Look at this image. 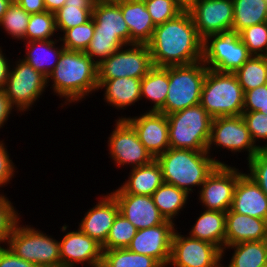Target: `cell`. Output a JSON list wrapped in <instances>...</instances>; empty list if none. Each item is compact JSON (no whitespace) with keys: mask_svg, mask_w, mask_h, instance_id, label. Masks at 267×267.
I'll return each mask as SVG.
<instances>
[{"mask_svg":"<svg viewBox=\"0 0 267 267\" xmlns=\"http://www.w3.org/2000/svg\"><path fill=\"white\" fill-rule=\"evenodd\" d=\"M148 47L156 67L190 65L203 57V39L186 8L155 27Z\"/></svg>","mask_w":267,"mask_h":267,"instance_id":"obj_1","label":"cell"},{"mask_svg":"<svg viewBox=\"0 0 267 267\" xmlns=\"http://www.w3.org/2000/svg\"><path fill=\"white\" fill-rule=\"evenodd\" d=\"M51 80L50 88L59 98L65 99L66 106L83 101L93 91H98L97 64L85 52L64 49L47 77V87Z\"/></svg>","mask_w":267,"mask_h":267,"instance_id":"obj_2","label":"cell"},{"mask_svg":"<svg viewBox=\"0 0 267 267\" xmlns=\"http://www.w3.org/2000/svg\"><path fill=\"white\" fill-rule=\"evenodd\" d=\"M159 163L164 183L174 185L188 194L193 186H200L218 164H225L207 151L169 148L155 158Z\"/></svg>","mask_w":267,"mask_h":267,"instance_id":"obj_3","label":"cell"},{"mask_svg":"<svg viewBox=\"0 0 267 267\" xmlns=\"http://www.w3.org/2000/svg\"><path fill=\"white\" fill-rule=\"evenodd\" d=\"M200 105L212 118L242 115L244 92L235 73L208 69Z\"/></svg>","mask_w":267,"mask_h":267,"instance_id":"obj_4","label":"cell"},{"mask_svg":"<svg viewBox=\"0 0 267 267\" xmlns=\"http://www.w3.org/2000/svg\"><path fill=\"white\" fill-rule=\"evenodd\" d=\"M166 116L170 148L207 151L213 118L200 104Z\"/></svg>","mask_w":267,"mask_h":267,"instance_id":"obj_5","label":"cell"},{"mask_svg":"<svg viewBox=\"0 0 267 267\" xmlns=\"http://www.w3.org/2000/svg\"><path fill=\"white\" fill-rule=\"evenodd\" d=\"M208 68L199 61L190 65L169 66V88L164 107L159 111L169 115L200 104Z\"/></svg>","mask_w":267,"mask_h":267,"instance_id":"obj_6","label":"cell"},{"mask_svg":"<svg viewBox=\"0 0 267 267\" xmlns=\"http://www.w3.org/2000/svg\"><path fill=\"white\" fill-rule=\"evenodd\" d=\"M15 226L7 247L18 257L39 267H61L60 245L52 236L31 225Z\"/></svg>","mask_w":267,"mask_h":267,"instance_id":"obj_7","label":"cell"},{"mask_svg":"<svg viewBox=\"0 0 267 267\" xmlns=\"http://www.w3.org/2000/svg\"><path fill=\"white\" fill-rule=\"evenodd\" d=\"M251 56L238 33L211 34L203 40L202 61L208 69L235 73Z\"/></svg>","mask_w":267,"mask_h":267,"instance_id":"obj_8","label":"cell"},{"mask_svg":"<svg viewBox=\"0 0 267 267\" xmlns=\"http://www.w3.org/2000/svg\"><path fill=\"white\" fill-rule=\"evenodd\" d=\"M15 63L13 68L10 67L3 90L12 107L21 113L29 111L36 100L41 98L47 88V77L21 58Z\"/></svg>","mask_w":267,"mask_h":267,"instance_id":"obj_9","label":"cell"},{"mask_svg":"<svg viewBox=\"0 0 267 267\" xmlns=\"http://www.w3.org/2000/svg\"><path fill=\"white\" fill-rule=\"evenodd\" d=\"M153 67L148 44L126 45L97 65L98 80L143 78Z\"/></svg>","mask_w":267,"mask_h":267,"instance_id":"obj_10","label":"cell"},{"mask_svg":"<svg viewBox=\"0 0 267 267\" xmlns=\"http://www.w3.org/2000/svg\"><path fill=\"white\" fill-rule=\"evenodd\" d=\"M213 145H216L213 148L223 147L234 154L247 151V161L262 150V146L255 145L253 142L242 115L212 119L210 138L207 145L209 154L211 150L213 151L211 149Z\"/></svg>","mask_w":267,"mask_h":267,"instance_id":"obj_11","label":"cell"},{"mask_svg":"<svg viewBox=\"0 0 267 267\" xmlns=\"http://www.w3.org/2000/svg\"><path fill=\"white\" fill-rule=\"evenodd\" d=\"M222 250L211 243L181 235L176 229L172 236L168 265L173 267H222ZM222 262V264H221Z\"/></svg>","mask_w":267,"mask_h":267,"instance_id":"obj_12","label":"cell"},{"mask_svg":"<svg viewBox=\"0 0 267 267\" xmlns=\"http://www.w3.org/2000/svg\"><path fill=\"white\" fill-rule=\"evenodd\" d=\"M186 9L203 40L211 34L232 31L233 0H190Z\"/></svg>","mask_w":267,"mask_h":267,"instance_id":"obj_13","label":"cell"},{"mask_svg":"<svg viewBox=\"0 0 267 267\" xmlns=\"http://www.w3.org/2000/svg\"><path fill=\"white\" fill-rule=\"evenodd\" d=\"M115 122L107 143L111 159L118 168L125 165L136 168L151 163L155 158L139 141L134 128L125 119Z\"/></svg>","mask_w":267,"mask_h":267,"instance_id":"obj_14","label":"cell"},{"mask_svg":"<svg viewBox=\"0 0 267 267\" xmlns=\"http://www.w3.org/2000/svg\"><path fill=\"white\" fill-rule=\"evenodd\" d=\"M243 174L228 164H218L199 188V201L204 210L227 212L232 205L234 189Z\"/></svg>","mask_w":267,"mask_h":267,"instance_id":"obj_15","label":"cell"},{"mask_svg":"<svg viewBox=\"0 0 267 267\" xmlns=\"http://www.w3.org/2000/svg\"><path fill=\"white\" fill-rule=\"evenodd\" d=\"M175 229L176 224L166 220L163 224L137 230L127 249L133 253L150 256L162 267H167Z\"/></svg>","mask_w":267,"mask_h":267,"instance_id":"obj_16","label":"cell"},{"mask_svg":"<svg viewBox=\"0 0 267 267\" xmlns=\"http://www.w3.org/2000/svg\"><path fill=\"white\" fill-rule=\"evenodd\" d=\"M125 119L136 131L139 141L154 158L170 148L167 116L156 111H146L141 116L119 117Z\"/></svg>","mask_w":267,"mask_h":267,"instance_id":"obj_17","label":"cell"},{"mask_svg":"<svg viewBox=\"0 0 267 267\" xmlns=\"http://www.w3.org/2000/svg\"><path fill=\"white\" fill-rule=\"evenodd\" d=\"M59 245L61 267H77V264L93 267L103 259L102 245L79 228L67 232L59 241Z\"/></svg>","mask_w":267,"mask_h":267,"instance_id":"obj_18","label":"cell"},{"mask_svg":"<svg viewBox=\"0 0 267 267\" xmlns=\"http://www.w3.org/2000/svg\"><path fill=\"white\" fill-rule=\"evenodd\" d=\"M116 199L120 213L128 219L137 230L163 224L166 220L154 204L152 196L111 192Z\"/></svg>","mask_w":267,"mask_h":267,"instance_id":"obj_19","label":"cell"},{"mask_svg":"<svg viewBox=\"0 0 267 267\" xmlns=\"http://www.w3.org/2000/svg\"><path fill=\"white\" fill-rule=\"evenodd\" d=\"M119 213L116 199L111 193H107L93 208L88 209L78 225L79 229L103 245Z\"/></svg>","mask_w":267,"mask_h":267,"instance_id":"obj_20","label":"cell"},{"mask_svg":"<svg viewBox=\"0 0 267 267\" xmlns=\"http://www.w3.org/2000/svg\"><path fill=\"white\" fill-rule=\"evenodd\" d=\"M230 209L236 213L267 220V195L250 176L243 173L236 183Z\"/></svg>","mask_w":267,"mask_h":267,"instance_id":"obj_21","label":"cell"},{"mask_svg":"<svg viewBox=\"0 0 267 267\" xmlns=\"http://www.w3.org/2000/svg\"><path fill=\"white\" fill-rule=\"evenodd\" d=\"M267 240V220L226 212L225 247L245 241Z\"/></svg>","mask_w":267,"mask_h":267,"instance_id":"obj_22","label":"cell"},{"mask_svg":"<svg viewBox=\"0 0 267 267\" xmlns=\"http://www.w3.org/2000/svg\"><path fill=\"white\" fill-rule=\"evenodd\" d=\"M92 18L94 34L117 35L126 45H130V31L123 18L120 2L96 1Z\"/></svg>","mask_w":267,"mask_h":267,"instance_id":"obj_23","label":"cell"},{"mask_svg":"<svg viewBox=\"0 0 267 267\" xmlns=\"http://www.w3.org/2000/svg\"><path fill=\"white\" fill-rule=\"evenodd\" d=\"M120 9L130 31V45L148 44L156 26L148 13L144 0L121 1Z\"/></svg>","mask_w":267,"mask_h":267,"instance_id":"obj_24","label":"cell"},{"mask_svg":"<svg viewBox=\"0 0 267 267\" xmlns=\"http://www.w3.org/2000/svg\"><path fill=\"white\" fill-rule=\"evenodd\" d=\"M141 79L123 77L98 80V90L105 88L103 99L109 106H114L117 110H124L141 100Z\"/></svg>","mask_w":267,"mask_h":267,"instance_id":"obj_25","label":"cell"},{"mask_svg":"<svg viewBox=\"0 0 267 267\" xmlns=\"http://www.w3.org/2000/svg\"><path fill=\"white\" fill-rule=\"evenodd\" d=\"M129 174L128 180L113 192L152 196L164 182L161 167L156 159L147 165L130 169Z\"/></svg>","mask_w":267,"mask_h":267,"instance_id":"obj_26","label":"cell"},{"mask_svg":"<svg viewBox=\"0 0 267 267\" xmlns=\"http://www.w3.org/2000/svg\"><path fill=\"white\" fill-rule=\"evenodd\" d=\"M59 40L60 38L58 40L26 41L24 44L26 53L22 59L30 64L35 70L48 77V75L55 69L62 51L65 49L62 43L58 46L57 42L59 43Z\"/></svg>","mask_w":267,"mask_h":267,"instance_id":"obj_27","label":"cell"},{"mask_svg":"<svg viewBox=\"0 0 267 267\" xmlns=\"http://www.w3.org/2000/svg\"><path fill=\"white\" fill-rule=\"evenodd\" d=\"M226 212L205 210L197 217L189 231V237L225 247Z\"/></svg>","mask_w":267,"mask_h":267,"instance_id":"obj_28","label":"cell"},{"mask_svg":"<svg viewBox=\"0 0 267 267\" xmlns=\"http://www.w3.org/2000/svg\"><path fill=\"white\" fill-rule=\"evenodd\" d=\"M169 88V66L156 67L154 66L141 79V100L148 99L152 104L150 110L159 112L165 105Z\"/></svg>","mask_w":267,"mask_h":267,"instance_id":"obj_29","label":"cell"},{"mask_svg":"<svg viewBox=\"0 0 267 267\" xmlns=\"http://www.w3.org/2000/svg\"><path fill=\"white\" fill-rule=\"evenodd\" d=\"M227 249H233L234 252L228 266L226 264L225 267H263L267 265V240L245 241L226 246L223 248L222 256Z\"/></svg>","mask_w":267,"mask_h":267,"instance_id":"obj_30","label":"cell"},{"mask_svg":"<svg viewBox=\"0 0 267 267\" xmlns=\"http://www.w3.org/2000/svg\"><path fill=\"white\" fill-rule=\"evenodd\" d=\"M188 197L189 194L186 191L164 182L152 194L154 204L157 206L160 214L165 220L172 221L173 223H175L174 218L177 219L176 216L181 213L180 210L183 211L186 207Z\"/></svg>","mask_w":267,"mask_h":267,"instance_id":"obj_31","label":"cell"},{"mask_svg":"<svg viewBox=\"0 0 267 267\" xmlns=\"http://www.w3.org/2000/svg\"><path fill=\"white\" fill-rule=\"evenodd\" d=\"M232 32L240 33L255 24L267 22V0H233Z\"/></svg>","mask_w":267,"mask_h":267,"instance_id":"obj_32","label":"cell"},{"mask_svg":"<svg viewBox=\"0 0 267 267\" xmlns=\"http://www.w3.org/2000/svg\"><path fill=\"white\" fill-rule=\"evenodd\" d=\"M235 75L242 86L243 92L267 84V58L252 55L235 72Z\"/></svg>","mask_w":267,"mask_h":267,"instance_id":"obj_33","label":"cell"},{"mask_svg":"<svg viewBox=\"0 0 267 267\" xmlns=\"http://www.w3.org/2000/svg\"><path fill=\"white\" fill-rule=\"evenodd\" d=\"M103 260L110 267H162L154 258L127 248L103 250Z\"/></svg>","mask_w":267,"mask_h":267,"instance_id":"obj_34","label":"cell"},{"mask_svg":"<svg viewBox=\"0 0 267 267\" xmlns=\"http://www.w3.org/2000/svg\"><path fill=\"white\" fill-rule=\"evenodd\" d=\"M30 15L13 0L0 20V27L2 26L12 39L23 40L25 43Z\"/></svg>","mask_w":267,"mask_h":267,"instance_id":"obj_35","label":"cell"},{"mask_svg":"<svg viewBox=\"0 0 267 267\" xmlns=\"http://www.w3.org/2000/svg\"><path fill=\"white\" fill-rule=\"evenodd\" d=\"M57 31L55 14L45 11L31 14L26 30V41L51 40Z\"/></svg>","mask_w":267,"mask_h":267,"instance_id":"obj_36","label":"cell"},{"mask_svg":"<svg viewBox=\"0 0 267 267\" xmlns=\"http://www.w3.org/2000/svg\"><path fill=\"white\" fill-rule=\"evenodd\" d=\"M136 227L119 213L110 229L103 250L127 248L136 235Z\"/></svg>","mask_w":267,"mask_h":267,"instance_id":"obj_37","label":"cell"},{"mask_svg":"<svg viewBox=\"0 0 267 267\" xmlns=\"http://www.w3.org/2000/svg\"><path fill=\"white\" fill-rule=\"evenodd\" d=\"M126 44L117 35L93 34L85 53L99 65ZM95 57V58H94Z\"/></svg>","mask_w":267,"mask_h":267,"instance_id":"obj_38","label":"cell"},{"mask_svg":"<svg viewBox=\"0 0 267 267\" xmlns=\"http://www.w3.org/2000/svg\"><path fill=\"white\" fill-rule=\"evenodd\" d=\"M63 33L59 38L65 49L85 52L94 34V20L91 17L86 23L69 28Z\"/></svg>","mask_w":267,"mask_h":267,"instance_id":"obj_39","label":"cell"},{"mask_svg":"<svg viewBox=\"0 0 267 267\" xmlns=\"http://www.w3.org/2000/svg\"><path fill=\"white\" fill-rule=\"evenodd\" d=\"M144 3L155 26L175 18L186 8L181 0H144Z\"/></svg>","mask_w":267,"mask_h":267,"instance_id":"obj_40","label":"cell"},{"mask_svg":"<svg viewBox=\"0 0 267 267\" xmlns=\"http://www.w3.org/2000/svg\"><path fill=\"white\" fill-rule=\"evenodd\" d=\"M239 35L252 55L265 56L267 52V22L247 27Z\"/></svg>","mask_w":267,"mask_h":267,"instance_id":"obj_41","label":"cell"},{"mask_svg":"<svg viewBox=\"0 0 267 267\" xmlns=\"http://www.w3.org/2000/svg\"><path fill=\"white\" fill-rule=\"evenodd\" d=\"M93 9H80L78 6H63L55 14L57 31L64 32L86 23L92 17Z\"/></svg>","mask_w":267,"mask_h":267,"instance_id":"obj_42","label":"cell"},{"mask_svg":"<svg viewBox=\"0 0 267 267\" xmlns=\"http://www.w3.org/2000/svg\"><path fill=\"white\" fill-rule=\"evenodd\" d=\"M5 196L3 193L0 194V246L8 243L15 226L21 221L13 203Z\"/></svg>","mask_w":267,"mask_h":267,"instance_id":"obj_43","label":"cell"},{"mask_svg":"<svg viewBox=\"0 0 267 267\" xmlns=\"http://www.w3.org/2000/svg\"><path fill=\"white\" fill-rule=\"evenodd\" d=\"M242 117L255 145H257L256 142L259 139L267 141V115H264L260 111H253L243 112ZM262 150H267V144L262 146Z\"/></svg>","mask_w":267,"mask_h":267,"instance_id":"obj_44","label":"cell"},{"mask_svg":"<svg viewBox=\"0 0 267 267\" xmlns=\"http://www.w3.org/2000/svg\"><path fill=\"white\" fill-rule=\"evenodd\" d=\"M248 162L249 170L246 173L252 178L267 195V150H260Z\"/></svg>","mask_w":267,"mask_h":267,"instance_id":"obj_45","label":"cell"},{"mask_svg":"<svg viewBox=\"0 0 267 267\" xmlns=\"http://www.w3.org/2000/svg\"><path fill=\"white\" fill-rule=\"evenodd\" d=\"M267 84L244 92L243 112L265 111Z\"/></svg>","mask_w":267,"mask_h":267,"instance_id":"obj_46","label":"cell"},{"mask_svg":"<svg viewBox=\"0 0 267 267\" xmlns=\"http://www.w3.org/2000/svg\"><path fill=\"white\" fill-rule=\"evenodd\" d=\"M8 150L2 140H0V187H4L10 183L14 177L15 164L10 158ZM15 168V169H14Z\"/></svg>","mask_w":267,"mask_h":267,"instance_id":"obj_47","label":"cell"},{"mask_svg":"<svg viewBox=\"0 0 267 267\" xmlns=\"http://www.w3.org/2000/svg\"><path fill=\"white\" fill-rule=\"evenodd\" d=\"M0 267H39L20 257L11 249L0 246Z\"/></svg>","mask_w":267,"mask_h":267,"instance_id":"obj_48","label":"cell"},{"mask_svg":"<svg viewBox=\"0 0 267 267\" xmlns=\"http://www.w3.org/2000/svg\"><path fill=\"white\" fill-rule=\"evenodd\" d=\"M29 14L42 13L46 11L44 0H14Z\"/></svg>","mask_w":267,"mask_h":267,"instance_id":"obj_49","label":"cell"},{"mask_svg":"<svg viewBox=\"0 0 267 267\" xmlns=\"http://www.w3.org/2000/svg\"><path fill=\"white\" fill-rule=\"evenodd\" d=\"M12 109L14 108L10 104L4 90L0 89V128L3 127L8 121Z\"/></svg>","mask_w":267,"mask_h":267,"instance_id":"obj_50","label":"cell"},{"mask_svg":"<svg viewBox=\"0 0 267 267\" xmlns=\"http://www.w3.org/2000/svg\"><path fill=\"white\" fill-rule=\"evenodd\" d=\"M0 46V89H3L10 71V63L7 57L4 56L3 50Z\"/></svg>","mask_w":267,"mask_h":267,"instance_id":"obj_51","label":"cell"},{"mask_svg":"<svg viewBox=\"0 0 267 267\" xmlns=\"http://www.w3.org/2000/svg\"><path fill=\"white\" fill-rule=\"evenodd\" d=\"M95 0H66L64 6H78L80 9H93Z\"/></svg>","mask_w":267,"mask_h":267,"instance_id":"obj_52","label":"cell"},{"mask_svg":"<svg viewBox=\"0 0 267 267\" xmlns=\"http://www.w3.org/2000/svg\"><path fill=\"white\" fill-rule=\"evenodd\" d=\"M66 0H44V5L46 7V11L51 13H56L59 9H61Z\"/></svg>","mask_w":267,"mask_h":267,"instance_id":"obj_53","label":"cell"},{"mask_svg":"<svg viewBox=\"0 0 267 267\" xmlns=\"http://www.w3.org/2000/svg\"><path fill=\"white\" fill-rule=\"evenodd\" d=\"M13 0H0V20L3 15L6 13L8 6L12 3Z\"/></svg>","mask_w":267,"mask_h":267,"instance_id":"obj_54","label":"cell"},{"mask_svg":"<svg viewBox=\"0 0 267 267\" xmlns=\"http://www.w3.org/2000/svg\"><path fill=\"white\" fill-rule=\"evenodd\" d=\"M93 267H110L103 259L97 262Z\"/></svg>","mask_w":267,"mask_h":267,"instance_id":"obj_55","label":"cell"},{"mask_svg":"<svg viewBox=\"0 0 267 267\" xmlns=\"http://www.w3.org/2000/svg\"><path fill=\"white\" fill-rule=\"evenodd\" d=\"M109 2H121V1H128V0H108Z\"/></svg>","mask_w":267,"mask_h":267,"instance_id":"obj_56","label":"cell"},{"mask_svg":"<svg viewBox=\"0 0 267 267\" xmlns=\"http://www.w3.org/2000/svg\"><path fill=\"white\" fill-rule=\"evenodd\" d=\"M264 115H267V102L265 103V111L263 112Z\"/></svg>","mask_w":267,"mask_h":267,"instance_id":"obj_57","label":"cell"},{"mask_svg":"<svg viewBox=\"0 0 267 267\" xmlns=\"http://www.w3.org/2000/svg\"><path fill=\"white\" fill-rule=\"evenodd\" d=\"M183 3L187 4L190 0H181Z\"/></svg>","mask_w":267,"mask_h":267,"instance_id":"obj_58","label":"cell"}]
</instances>
